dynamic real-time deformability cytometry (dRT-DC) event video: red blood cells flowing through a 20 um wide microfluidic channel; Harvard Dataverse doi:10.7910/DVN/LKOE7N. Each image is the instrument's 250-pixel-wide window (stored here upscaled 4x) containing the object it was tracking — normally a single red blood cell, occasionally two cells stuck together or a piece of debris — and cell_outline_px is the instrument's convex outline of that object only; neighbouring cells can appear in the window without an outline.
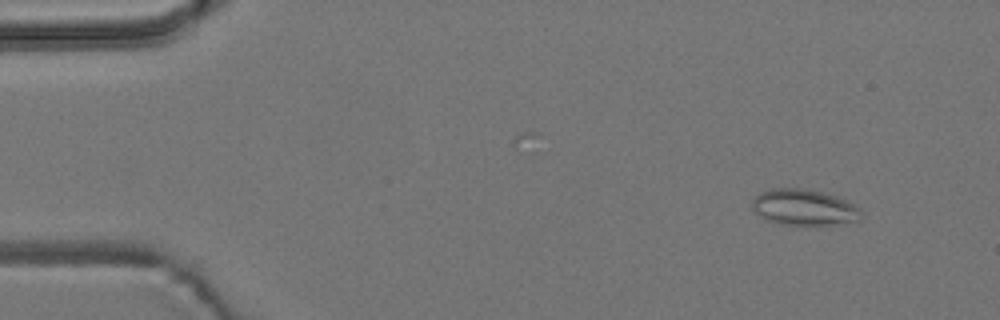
{"species": "common noctule bat (a hibernating species)", "species_latin": "Nyctalus noctula", "temperature_condition": "room temperature", "stored_images_in_passage": 3, "camera_frame_rate_fps": 3000, "um_per_image_px": 0.085, "animal": {"sex": "male", "body_mass_g": 19.2, "forearm_length_mm": 51.8}, "frame": {"image": 1, "passage_image": 2, "time_ms": 0.333, "image_size_px": [1000, 320], "cell_outline_px": [[860, 212], [856, 220], [832, 224], [780, 224], [764, 220], [752, 208], [752, 200], [760, 192], [768, 188], [804, 188], [836, 196], [852, 204]], "centroid_in_image_um": [68.22, 17.6], "position_along_channel_um": 16.8, "area_um2": 22.37}}